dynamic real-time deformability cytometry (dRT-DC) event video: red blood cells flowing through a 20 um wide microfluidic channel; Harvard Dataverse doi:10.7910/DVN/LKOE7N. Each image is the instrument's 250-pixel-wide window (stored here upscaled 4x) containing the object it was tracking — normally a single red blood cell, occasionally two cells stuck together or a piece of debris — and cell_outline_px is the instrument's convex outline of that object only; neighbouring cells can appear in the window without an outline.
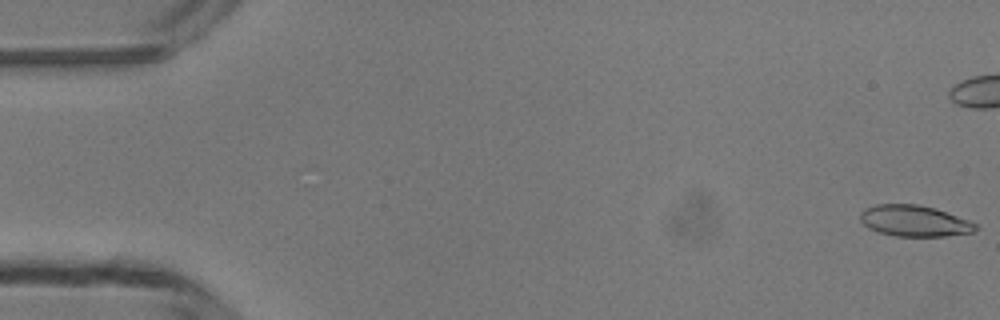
{"species": "common noctule bat (a hibernating species)", "species_latin": "Nyctalus noctula", "temperature_condition": "room temperature", "stored_images_in_passage": 11, "camera_frame_rate_fps": 3000, "um_per_image_px": 0.085, "animal": {"sex": "male", "body_mass_g": 13.3}, "frame": {"image": 1, "passage_image": 1, "time_ms": 0.0, "image_size_px": [1000, 320], "cell_outline_px": [[976, 232], [944, 236], [896, 236], [876, 232], [868, 228], [860, 220], [860, 212], [864, 208], [876, 204], [916, 204], [936, 208], [968, 220], [976, 224]], "centroid_in_image_um": [77.69, 18.77], "position_along_channel_um": 7.3, "area_um2": 21.04}}